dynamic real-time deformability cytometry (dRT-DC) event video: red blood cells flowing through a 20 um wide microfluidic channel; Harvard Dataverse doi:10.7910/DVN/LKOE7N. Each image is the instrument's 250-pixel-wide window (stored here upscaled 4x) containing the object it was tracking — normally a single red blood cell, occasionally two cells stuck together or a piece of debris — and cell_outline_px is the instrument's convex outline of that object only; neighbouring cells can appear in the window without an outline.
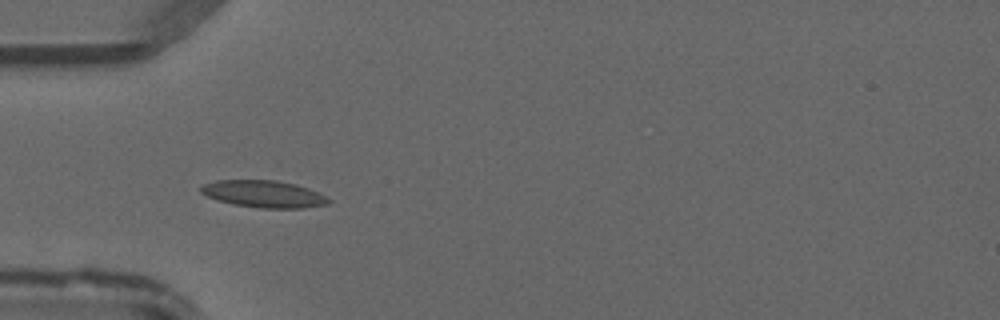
{"species": "common noctule bat (a hibernating species)", "species_latin": "Nyctalus noctula", "temperature_condition": "warm", "stored_images_in_passage": 32, "camera_frame_rate_fps": 3000, "um_per_image_px": 0.085, "animal": {"sex": "male", "forearm_length_mm": 52.5}, "frame": {"image": 1, "passage_image": 4, "time_ms": 1.0, "image_size_px": [1000, 320], "cell_outline_px": [[332, 200], [328, 204], [300, 208], [260, 208], [232, 204], [208, 196], [200, 192], [200, 188], [204, 184], [216, 180], [276, 180], [296, 184], [308, 188]], "centroid_in_image_um": [22.42, 16.48], "position_along_channel_um": 62.6, "area_um2": 19.94}}
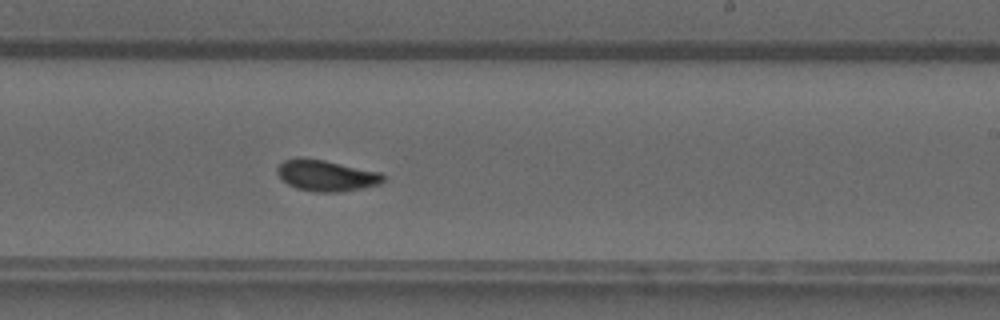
{"frame": {"image": 2, "passage_image": 18, "time_ms": 5.667, "image_size_px": [1000, 320], "cell_outline_px": [[384, 180], [380, 184], [364, 188], [340, 192], [316, 192], [296, 188], [288, 184], [276, 172], [276, 168], [284, 160], [300, 156], [324, 160], [380, 172], [384, 176]], "centroid_in_image_um": [27.72, 14.91], "position_along_channel_um": 261.3, "area_um2": 19.31}}
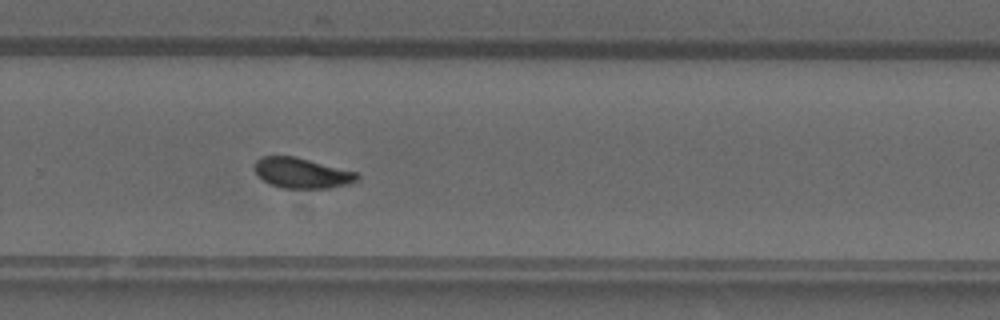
{"frame": {"image": 3, "passage_image": 21, "time_ms": 6.667, "image_size_px": [1000, 320], "cell_outline_px": [[360, 176], [356, 180], [348, 184], [328, 188], [280, 188], [268, 184], [252, 168], [256, 160], [264, 156], [292, 156], [356, 172]], "centroid_in_image_um": [25.61, 14.72], "position_along_channel_um": 304.2, "area_um2": 17.92}}